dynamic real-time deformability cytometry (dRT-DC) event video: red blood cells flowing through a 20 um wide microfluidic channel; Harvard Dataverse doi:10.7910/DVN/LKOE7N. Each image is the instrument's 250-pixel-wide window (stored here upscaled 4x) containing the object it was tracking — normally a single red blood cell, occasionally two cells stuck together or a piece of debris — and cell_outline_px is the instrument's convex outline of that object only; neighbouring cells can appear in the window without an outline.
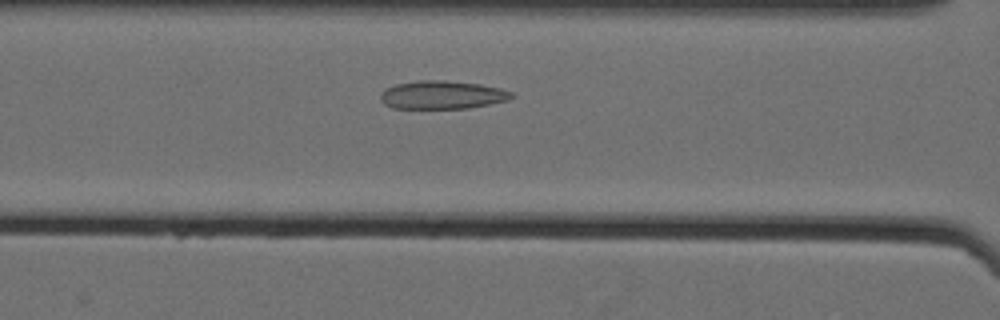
{"species": "Egyptian fruit bat (a non-hibernating species)", "species_latin": "Rousettus aegyptiacus", "temperature_condition": "cold", "stored_images_in_passage": 43, "camera_frame_rate_fps": 3000, "um_per_image_px": 0.085, "animal": {"sex": "female"}, "frame": {"image": 1, "passage_image": 16, "time_ms": 5.0, "image_size_px": [1000, 320], "cell_outline_px": [[512, 96], [508, 100], [468, 108], [392, 108], [384, 104], [380, 100], [380, 92], [384, 88], [396, 84], [420, 80], [444, 80], [480, 84], [500, 88], [512, 92]], "centroid_in_image_um": [37.53, 8.06], "position_along_channel_um": 129.1, "area_um2": 21.56}}
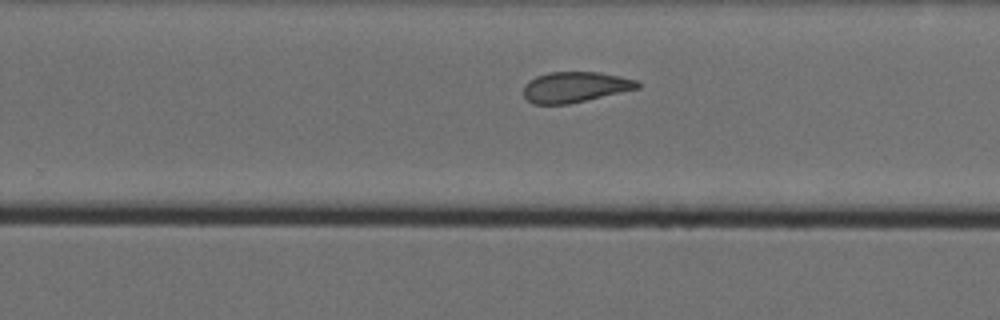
{"frame": {"image": 2, "passage_image": 29, "time_ms": 9.333, "image_size_px": [1000, 320], "cell_outline_px": [[640, 88], [568, 104], [532, 104], [524, 96], [524, 84], [528, 80], [536, 76], [548, 72], [600, 72], [620, 76], [636, 80], [640, 84]], "centroid_in_image_um": [48.86, 7.39], "position_along_channel_um": 280.9, "area_um2": 20.35}}
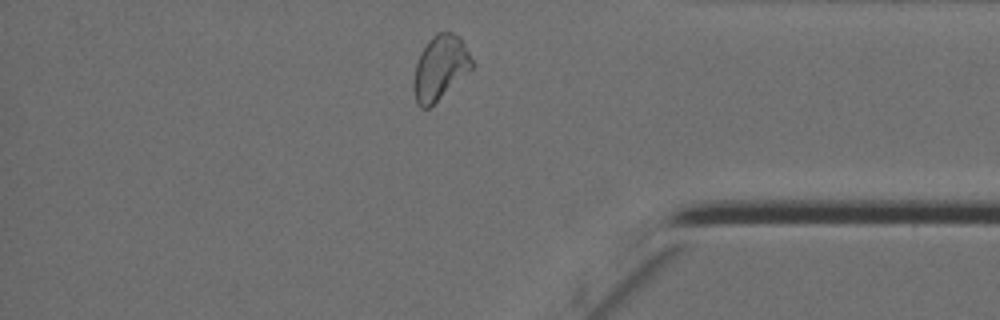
{"frame": {"image": 3, "passage_image": 40, "time_ms": 13.0, "image_size_px": [1000, 320], "cell_outline_px": [[476, 64], [472, 68], [428, 108], [420, 108], [416, 104], [412, 88], [416, 64], [420, 52], [428, 40], [436, 32], [452, 32], [460, 36]], "centroid_in_image_um": [37.4, 5.72], "position_along_channel_um": 397.8, "area_um2": 21.91}, "authors_computed_cell_mechanics": {"area_um2": 21.5594, "velocity_mm_per_s": 3.5209, "shape_relaxation_time_tau1_ms": null, "shape_relaxation_time_tau2_ms": 2.2337, "deformation_change_tau1": null, "deformation_change_tau2": 0.0797}}